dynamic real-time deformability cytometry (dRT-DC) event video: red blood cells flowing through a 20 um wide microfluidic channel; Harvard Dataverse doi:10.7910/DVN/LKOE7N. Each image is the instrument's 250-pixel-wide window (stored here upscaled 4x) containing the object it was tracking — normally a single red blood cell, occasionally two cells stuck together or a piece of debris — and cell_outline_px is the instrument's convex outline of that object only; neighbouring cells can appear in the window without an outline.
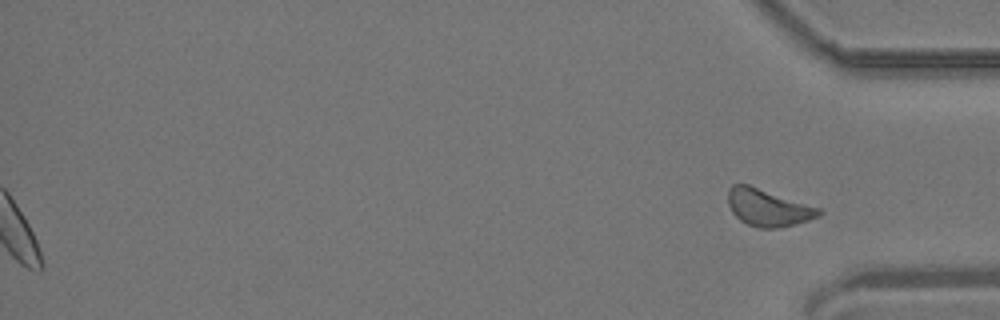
{"species": "common noctule bat (a hibernating species)", "species_latin": "Nyctalus noctula", "temperature_condition": "room temperature", "stored_images_in_passage": 41, "segment_of_instrument_passage": [2, 2], "camera_frame_rate_fps": 3000, "um_per_image_px": 0.085, "animal": {"sex": "male", "body_mass_g": 19.2, "forearm_length_mm": 51.8}, "frame": {"image": 1, "passage_image": 41, "time_ms": 13.333, "image_size_px": [1000, 320], "cell_outline_px": [[824, 212], [820, 216], [808, 220], [780, 228], [760, 228], [748, 224], [740, 220], [732, 212], [728, 204], [728, 188], [732, 184], [748, 184], [820, 208]], "centroid_in_image_um": [65.28, 17.64], "position_along_channel_um": 369.9, "area_um2": 19.59}}